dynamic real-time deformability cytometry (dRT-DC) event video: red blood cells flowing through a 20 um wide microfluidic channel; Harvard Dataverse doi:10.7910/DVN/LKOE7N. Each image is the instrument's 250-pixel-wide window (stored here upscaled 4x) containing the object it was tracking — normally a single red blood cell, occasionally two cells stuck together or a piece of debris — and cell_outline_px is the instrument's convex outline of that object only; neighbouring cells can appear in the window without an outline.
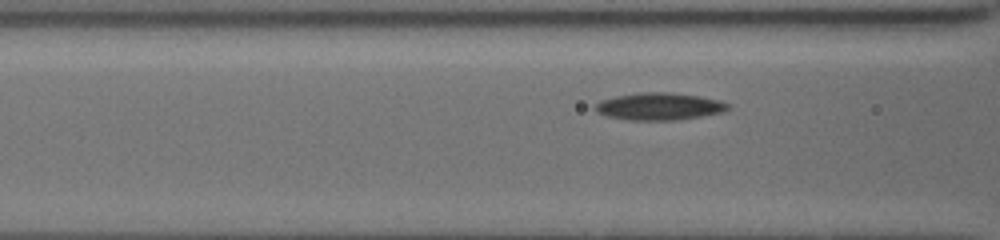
{"species": "common noctule bat (a hibernating species)", "species_latin": "Nyctalus noctula", "temperature_condition": "cold", "stored_images_in_passage": 7, "segment_of_instrument_passage": [2, 2], "camera_frame_rate_fps": 3000, "um_per_image_px": 0.085, "animal": {"sex": "female", "body_mass_g": 19.5, "forearm_length_mm": 54.1}, "frame": {"image": 1, "passage_image": 7, "time_ms": 5.0, "image_size_px": [1000, 240], "cell_outline_px": [[728, 108], [720, 112], [672, 120], [628, 120], [608, 116], [600, 112], [596, 108], [596, 104], [600, 100], [616, 96], [640, 92], [668, 92], [696, 96], [716, 100], [728, 104]], "centroid_in_image_um": [55.96, 9.03], "position_along_channel_um": 110.6, "area_um2": 20.35}}